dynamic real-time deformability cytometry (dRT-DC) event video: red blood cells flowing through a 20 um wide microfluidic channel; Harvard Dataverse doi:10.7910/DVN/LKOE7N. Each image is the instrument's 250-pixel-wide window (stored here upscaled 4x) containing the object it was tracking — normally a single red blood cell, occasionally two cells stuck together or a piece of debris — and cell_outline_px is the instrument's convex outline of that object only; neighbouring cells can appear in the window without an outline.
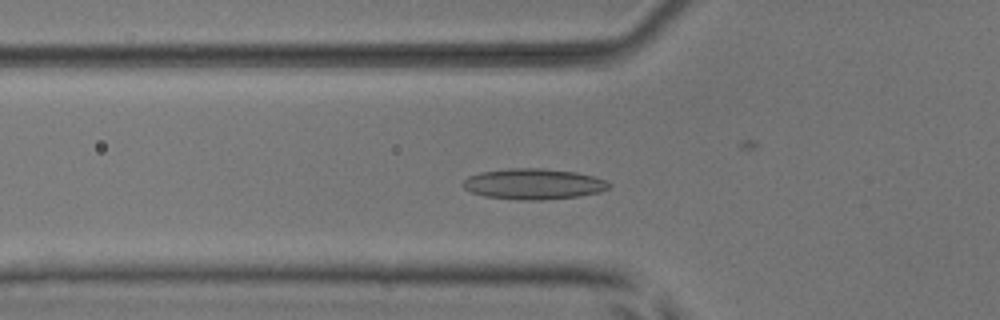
{"species": "common noctule bat (a hibernating species)", "species_latin": "Nyctalus noctula", "temperature_condition": "room temperature", "stored_images_in_passage": 54, "camera_frame_rate_fps": 3000, "um_per_image_px": 0.085, "animal": {"sex": "male", "body_mass_g": 17.9, "forearm_length_mm": 54.2}, "frame": {"image": 1, "passage_image": 19, "time_ms": 6.0, "image_size_px": [1000, 320], "cell_outline_px": [[612, 184], [608, 188], [600, 192], [580, 196], [544, 200], [520, 200], [484, 196], [472, 192], [464, 188], [460, 184], [468, 176], [480, 172], [512, 168], [540, 168], [576, 172], [592, 176], [604, 180]], "centroid_in_image_um": [45.33, 15.64], "position_along_channel_um": 80.5, "area_um2": 26.18}}
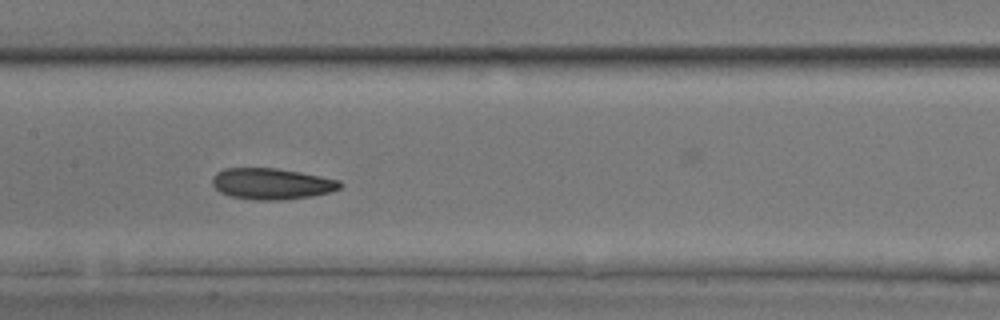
{"frame": {"image": 2, "passage_image": 27, "time_ms": 8.667, "image_size_px": [1000, 320], "cell_outline_px": [[344, 184], [340, 188], [328, 192], [312, 196], [284, 200], [256, 200], [232, 196], [220, 192], [212, 184], [212, 176], [216, 172], [224, 168], [276, 168], [300, 172], [340, 180]], "centroid_in_image_um": [23.09, 15.61], "position_along_channel_um": 184.3, "area_um2": 23.24}}
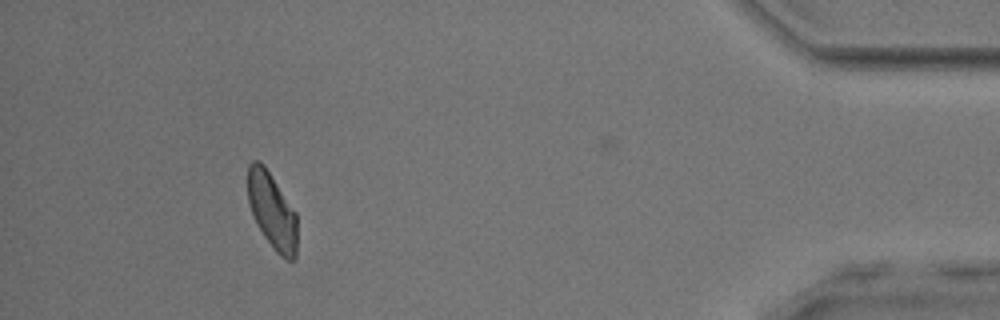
{"frame": {"image": 3, "passage_image": 49, "time_ms": 16.0, "image_size_px": [1000, 320], "cell_outline_px": [[296, 260], [288, 260], [280, 256], [276, 252], [264, 236], [256, 224], [248, 204], [248, 164], [252, 160], [260, 160], [264, 164], [296, 212]], "centroid_in_image_um": [23.11, 17.9], "position_along_channel_um": 412.1, "area_um2": 22.02}, "authors_computed_cell_mechanics": {"area_um2": 23.7558, "velocity_mm_per_s": 3.8953, "shape_relaxation_time_tau1_ms": 6.0313, "shape_relaxation_time_tau2_ms": 3.5636, "deformation_change_tau1": 0.1209, "deformation_change_tau2": 0.104}}